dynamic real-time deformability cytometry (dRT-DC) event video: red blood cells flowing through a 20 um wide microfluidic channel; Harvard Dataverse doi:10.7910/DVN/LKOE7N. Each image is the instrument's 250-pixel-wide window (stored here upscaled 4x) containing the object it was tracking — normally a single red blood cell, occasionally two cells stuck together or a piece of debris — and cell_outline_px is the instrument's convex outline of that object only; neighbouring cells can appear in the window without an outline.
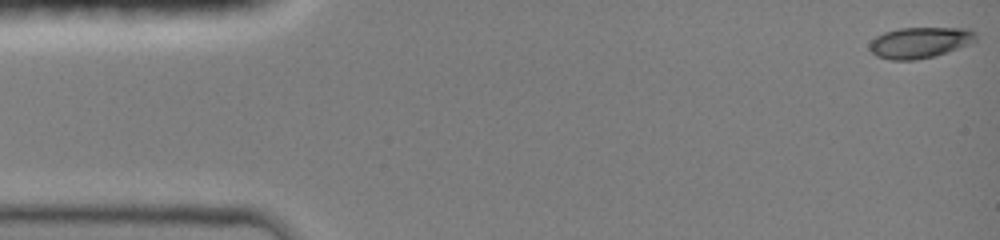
{"species": "common noctule bat (a hibernating species)", "species_latin": "Nyctalus noctula", "temperature_condition": "room temperature", "stored_images_in_passage": 53, "camera_frame_rate_fps": 3000, "um_per_image_px": 0.085, "animal": {"sex": "female", "body_mass_g": 19.0, "forearm_length_mm": 51.5}, "frame": {"image": 1, "passage_image": 1, "time_ms": 0.0, "image_size_px": [1000, 240], "cell_outline_px": [[976, 40], [968, 44], [932, 56], [912, 60], [892, 60], [876, 56], [868, 48], [868, 44], [876, 36], [884, 32], [900, 28], [968, 28], [976, 32]], "centroid_in_image_um": [78.14, 3.6], "position_along_channel_um": 6.9, "area_um2": 18.96}}
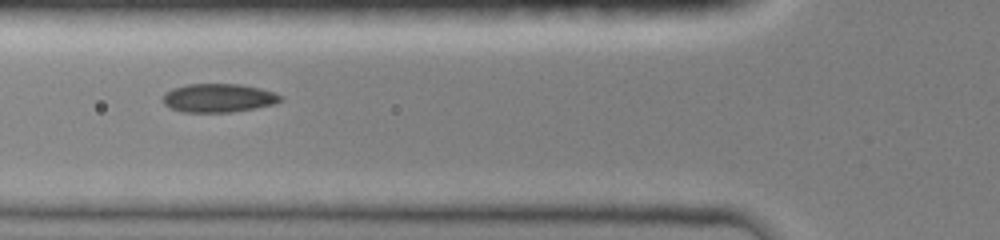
{"frame": {"image": 2, "passage_image": 38, "time_ms": 5.333, "image_size_px": [1000, 240], "cell_outline_px": [[284, 100], [272, 104], [252, 108], [228, 112], [184, 112], [172, 108], [164, 104], [164, 92], [172, 88], [184, 84], [240, 84], [260, 88], [284, 96]], "centroid_in_image_um": [18.56, 8.31], "position_along_channel_um": 107.2, "area_um2": 19.48}}
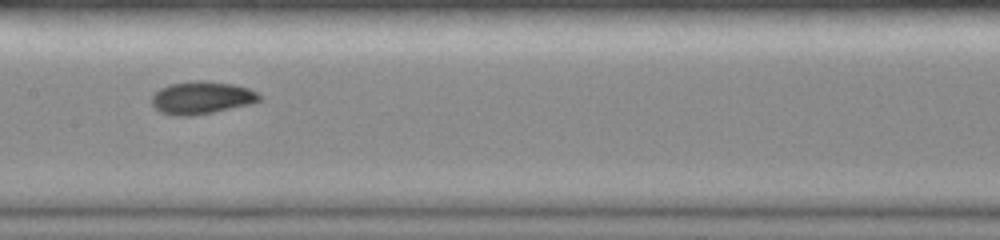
{"frame": {"image": 3, "passage_image": 52, "time_ms": 7.333, "image_size_px": [1000, 240], "cell_outline_px": [[264, 100], [252, 104], [192, 116], [176, 116], [160, 112], [152, 104], [152, 96], [160, 88], [168, 84], [188, 80], [204, 80], [232, 84], [248, 88], [256, 92]], "centroid_in_image_um": [17.14, 8.3], "position_along_channel_um": 190.3, "area_um2": 20.69}}